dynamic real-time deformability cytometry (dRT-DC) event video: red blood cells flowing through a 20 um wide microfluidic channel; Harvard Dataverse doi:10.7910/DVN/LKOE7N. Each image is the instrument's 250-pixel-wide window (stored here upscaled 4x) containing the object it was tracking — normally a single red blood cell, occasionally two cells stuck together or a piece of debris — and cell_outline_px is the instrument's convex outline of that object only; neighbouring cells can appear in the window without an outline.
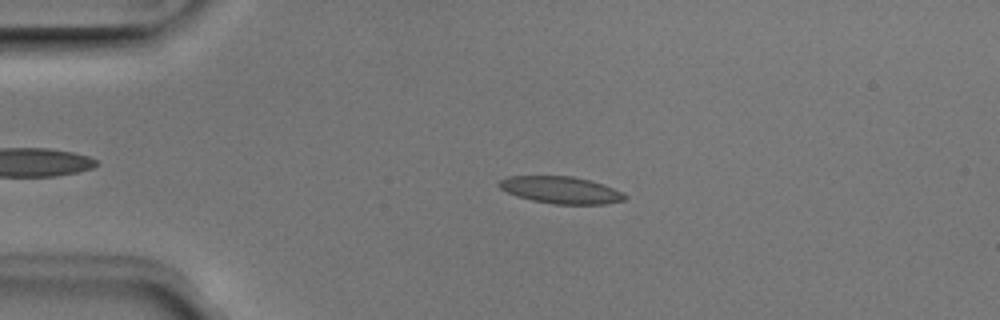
{"species": "Egyptian fruit bat (a non-hibernating species)", "species_latin": "Rousettus aegyptiacus", "temperature_condition": "room temperature", "stored_images_in_passage": 37, "camera_frame_rate_fps": 3000, "um_per_image_px": 0.085, "animal": {"sex": "male"}, "frame": {"image": 1, "passage_image": 2, "time_ms": 0.333, "image_size_px": [1000, 320], "cell_outline_px": [[628, 196], [624, 200], [604, 204], [552, 204], [532, 200], [516, 196], [500, 188], [496, 184], [500, 180], [508, 176], [572, 176], [588, 180], [612, 188]], "centroid_in_image_um": [47.62, 16.15], "position_along_channel_um": 37.4, "area_um2": 19.59}}
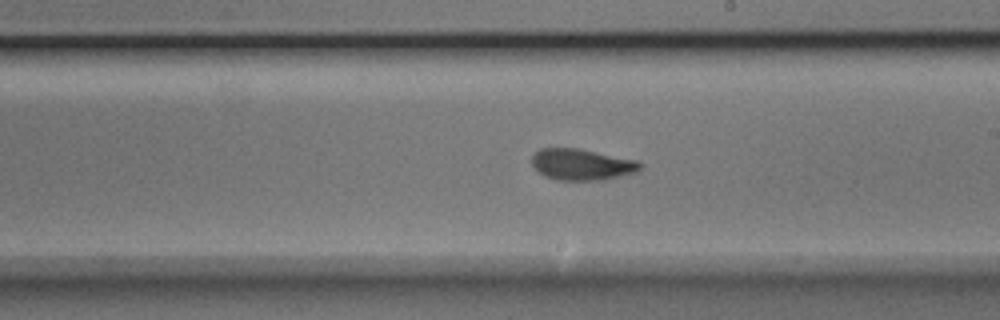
{"frame": {"image": 2, "passage_image": 20, "time_ms": 6.333, "image_size_px": [1000, 320], "cell_outline_px": [[644, 164], [636, 172], [604, 180], [556, 180], [544, 176], [532, 164], [532, 156], [540, 148], [580, 148], [640, 160]], "centroid_in_image_um": [49.5, 13.97], "position_along_channel_um": 239.5, "area_um2": 20.0}}
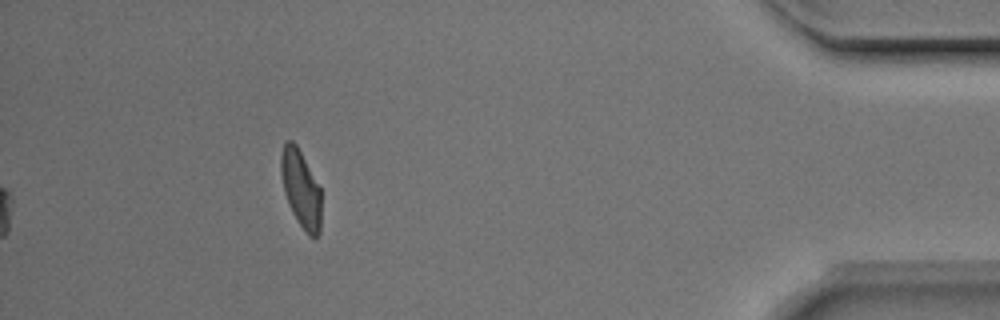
{"frame": {"image": 3, "passage_image": 37, "time_ms": 12.0, "image_size_px": [1000, 320], "cell_outline_px": [[320, 232], [316, 236], [308, 236], [292, 212], [288, 204], [284, 192], [280, 172], [280, 156], [284, 144], [288, 140], [292, 140], [296, 144], [320, 188]], "centroid_in_image_um": [25.55, 16.04], "position_along_channel_um": 409.7, "area_um2": 17.92}, "authors_computed_cell_mechanics": {"area_um2": 19.7098, "velocity_mm_per_s": 3.9608, "shape_relaxation_time_tau1_ms": 9.1209, "shape_relaxation_time_tau2_ms": 1.5613, "deformation_change_tau1": 0.2013, "deformation_change_tau2": 0.0677}}